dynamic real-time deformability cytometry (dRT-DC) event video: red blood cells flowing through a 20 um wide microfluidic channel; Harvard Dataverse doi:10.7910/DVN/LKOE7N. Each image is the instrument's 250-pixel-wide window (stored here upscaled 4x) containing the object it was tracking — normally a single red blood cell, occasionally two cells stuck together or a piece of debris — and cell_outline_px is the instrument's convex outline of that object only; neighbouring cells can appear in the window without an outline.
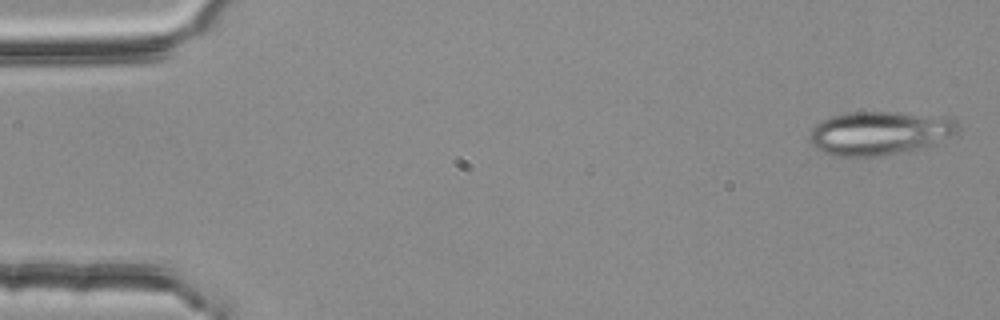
{"species": "common noctule bat (a hibernating species)", "species_latin": "Nyctalus noctula", "temperature_condition": "room temperature", "stored_images_in_passage": 4, "camera_frame_rate_fps": 3000, "um_per_image_px": 0.085, "animal": {"sex": "female", "body_mass_g": 25.1}, "frame": {"image": 1, "passage_image": 1, "time_ms": 0.0, "image_size_px": [1000, 320], "cell_outline_px": [[960, 128], [952, 136], [936, 144], [908, 152], [876, 156], [832, 156], [816, 148], [808, 140], [808, 136], [812, 128], [820, 120], [832, 116], [848, 112], [896, 112], [956, 120]], "centroid_in_image_um": [74.71, 11.33], "position_along_channel_um": 10.3, "area_um2": 37.74}}